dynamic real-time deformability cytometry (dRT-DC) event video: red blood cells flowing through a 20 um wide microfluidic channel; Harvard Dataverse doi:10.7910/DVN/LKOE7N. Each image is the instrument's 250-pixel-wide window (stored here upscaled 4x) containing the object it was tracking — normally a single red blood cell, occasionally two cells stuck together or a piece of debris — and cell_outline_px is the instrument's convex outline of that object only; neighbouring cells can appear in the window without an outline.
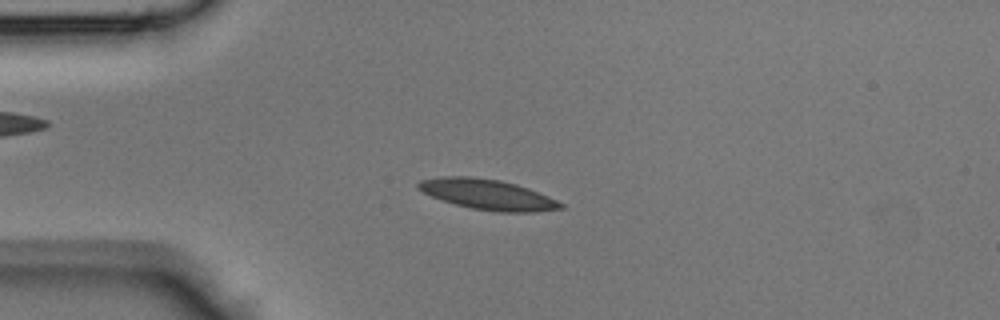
{"species": "Egyptian fruit bat (a non-hibernating species)", "species_latin": "Rousettus aegyptiacus", "temperature_condition": "room temperature", "stored_images_in_passage": 43, "camera_frame_rate_fps": 3000, "um_per_image_px": 0.085, "animal": {"sex": "male"}, "frame": {"image": 1, "passage_image": 10, "time_ms": 3.0, "image_size_px": [1000, 320], "cell_outline_px": [[564, 208], [536, 212], [496, 212], [472, 208], [456, 204], [432, 196], [416, 188], [416, 184], [420, 180], [444, 176], [468, 176], [500, 180], [516, 184], [528, 188], [548, 196], [564, 204]], "centroid_in_image_um": [41.46, 16.53], "position_along_channel_um": 43.5, "area_um2": 25.03}}
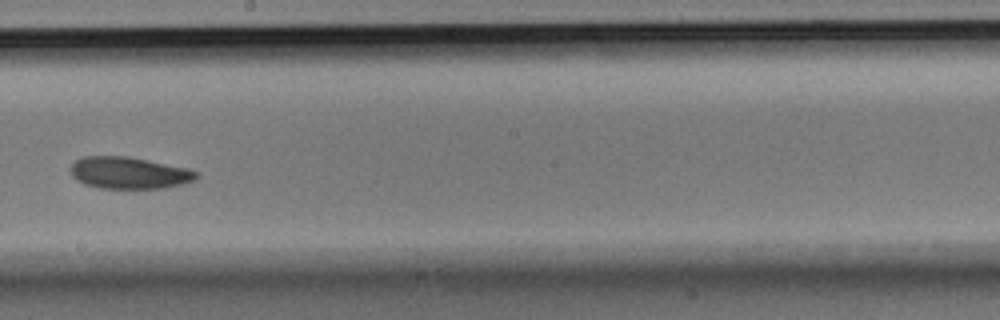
{"frame": {"image": 2, "passage_image": 24, "time_ms": 7.667, "image_size_px": [1000, 320], "cell_outline_px": [[200, 176], [196, 180], [184, 184], [164, 188], [100, 188], [84, 184], [76, 180], [72, 176], [72, 164], [76, 160], [84, 156], [128, 156], [188, 168], [200, 172]], "centroid_in_image_um": [11.03, 14.7], "position_along_channel_um": 237.2, "area_um2": 23.52}}
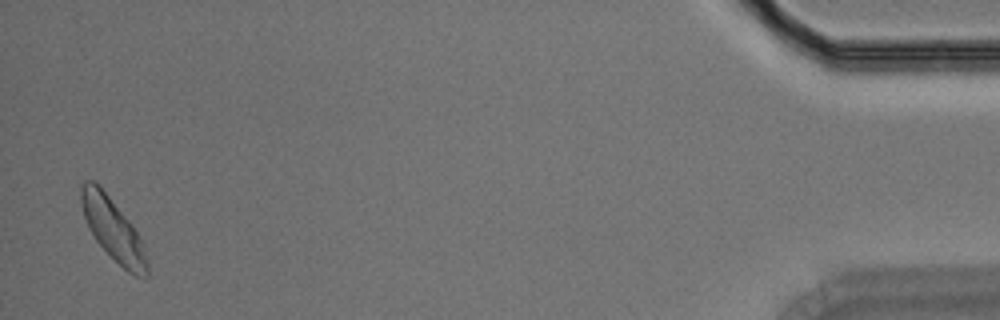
{"frame": {"image": 3, "passage_image": 42, "time_ms": 13.667, "image_size_px": [1000, 320], "cell_outline_px": [[148, 276], [136, 276], [128, 272], [96, 240], [84, 216], [80, 204], [80, 184], [84, 180], [92, 180], [100, 184], [132, 224], [144, 248], [148, 264]], "centroid_in_image_um": [9.58, 19.42], "position_along_channel_um": 425.6, "area_um2": 23.58}}